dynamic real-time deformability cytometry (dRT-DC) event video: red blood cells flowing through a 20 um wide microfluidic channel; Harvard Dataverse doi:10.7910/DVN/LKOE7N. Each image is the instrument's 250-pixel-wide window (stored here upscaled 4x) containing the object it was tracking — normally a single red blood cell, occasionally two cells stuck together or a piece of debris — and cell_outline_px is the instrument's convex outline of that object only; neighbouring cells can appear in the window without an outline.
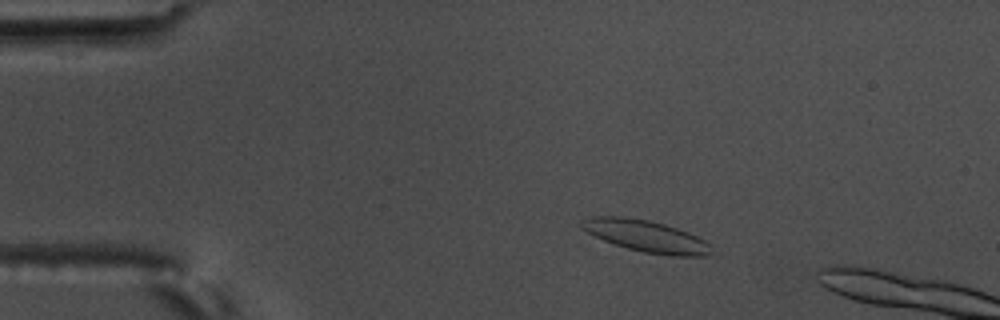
{"species": "common noctule bat (a hibernating species)", "species_latin": "Nyctalus noctula", "temperature_condition": "warm", "stored_images_in_passage": 10, "camera_frame_rate_fps": 3000, "um_per_image_px": 0.085, "animal": {"sex": "male", "body_mass_g": 17.5, "forearm_length_mm": 52.3}, "frame": {"image": 1, "passage_image": 5, "time_ms": 1.333, "image_size_px": [1000, 320], "cell_outline_px": [[712, 252], [708, 256], [668, 256], [644, 252], [628, 248], [604, 240], [580, 228], [576, 224], [580, 220], [592, 216], [620, 216], [648, 220], [664, 224], [688, 232], [712, 244]], "centroid_in_image_um": [54.91, 20.07], "position_along_channel_um": 30.1, "area_um2": 24.1}}